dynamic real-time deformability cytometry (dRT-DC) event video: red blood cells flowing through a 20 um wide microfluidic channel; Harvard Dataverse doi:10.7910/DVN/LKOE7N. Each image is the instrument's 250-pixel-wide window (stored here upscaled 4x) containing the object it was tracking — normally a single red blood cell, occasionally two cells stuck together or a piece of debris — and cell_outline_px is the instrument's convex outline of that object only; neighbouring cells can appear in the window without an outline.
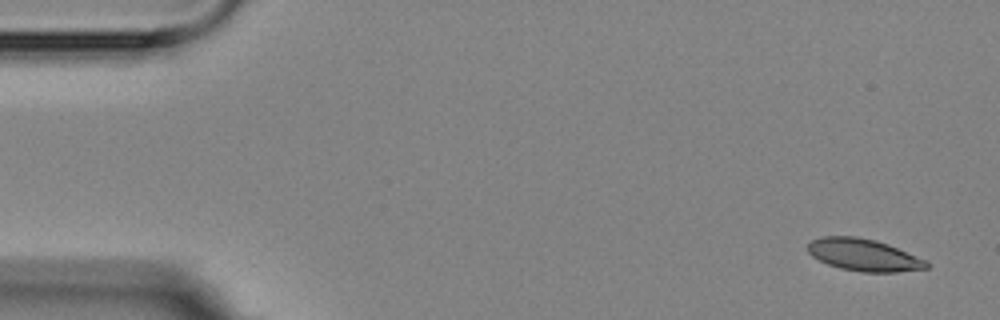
{"species": "Egyptian fruit bat (a non-hibernating species)", "species_latin": "Rousettus aegyptiacus", "temperature_condition": "room temperature", "stored_images_in_passage": 4, "camera_frame_rate_fps": 3000, "um_per_image_px": 0.085, "animal": {"sex": "female"}, "frame": {"image": 1, "passage_image": 1, "time_ms": 0.0, "image_size_px": [1000, 320], "cell_outline_px": [[928, 268], [896, 272], [860, 272], [840, 268], [828, 264], [812, 256], [808, 252], [808, 244], [812, 240], [820, 236], [856, 236], [876, 240], [888, 244], [924, 260], [928, 264]], "centroid_in_image_um": [73.37, 21.66], "position_along_channel_um": 11.6, "area_um2": 22.02}}